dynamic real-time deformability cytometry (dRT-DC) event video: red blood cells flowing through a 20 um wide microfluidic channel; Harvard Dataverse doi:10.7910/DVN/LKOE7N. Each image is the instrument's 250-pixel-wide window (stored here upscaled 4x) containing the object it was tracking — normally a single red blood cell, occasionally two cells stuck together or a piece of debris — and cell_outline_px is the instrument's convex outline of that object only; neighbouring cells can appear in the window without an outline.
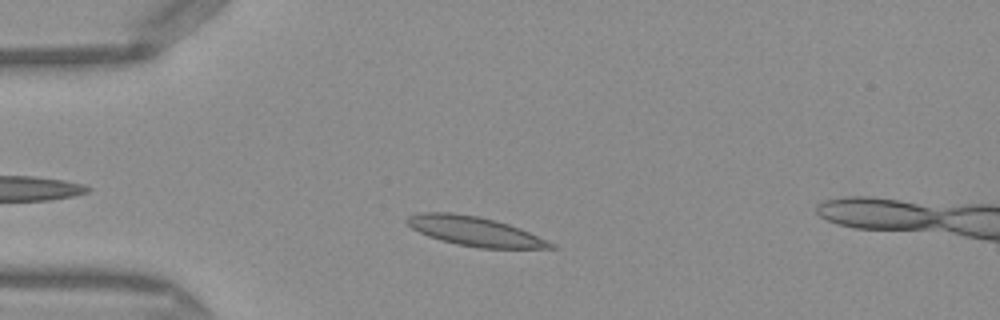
{"species": "Egyptian fruit bat (a non-hibernating species)", "species_latin": "Rousettus aegyptiacus", "temperature_condition": "warm", "stored_images_in_passage": 33, "camera_frame_rate_fps": 3000, "um_per_image_px": 0.085, "frame": {"image": 1, "passage_image": 6, "time_ms": 1.667, "image_size_px": [1000, 320], "cell_outline_px": [[560, 248], [480, 248], [456, 244], [440, 240], [428, 236], [412, 228], [404, 220], [408, 216], [416, 212], [452, 212], [480, 216], [496, 220], [520, 228], [548, 240], [556, 244]], "centroid_in_image_um": [40.36, 19.65], "position_along_channel_um": 44.6, "area_um2": 24.8}}
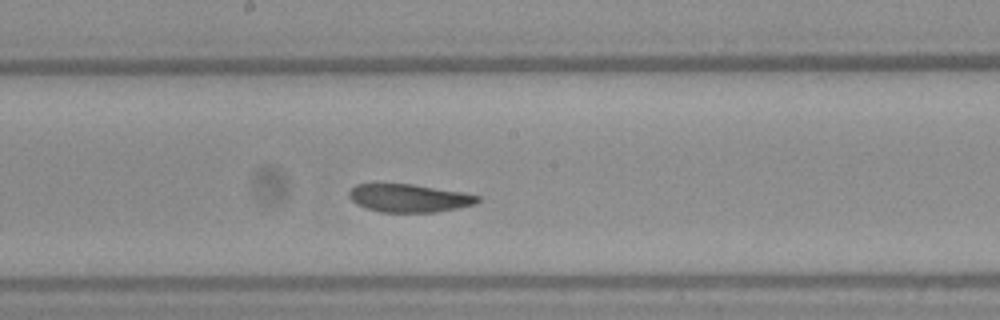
{"frame": {"image": 2, "passage_image": 20, "time_ms": 6.333, "image_size_px": [1000, 320], "cell_outline_px": [[480, 200], [476, 204], [460, 208], [436, 212], [380, 212], [364, 208], [356, 204], [348, 196], [348, 192], [356, 184], [412, 184], [464, 192], [480, 196]], "centroid_in_image_um": [34.79, 16.84], "position_along_channel_um": 213.4, "area_um2": 21.21}}
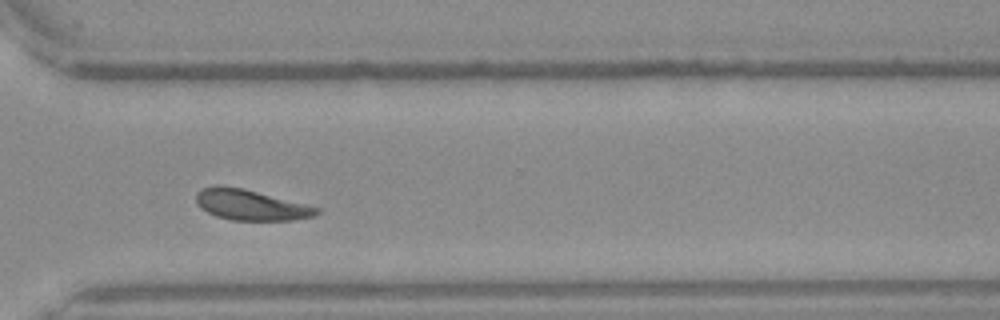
{"frame": {"image": 3, "passage_image": 30, "time_ms": 9.667, "image_size_px": [1000, 320], "cell_outline_px": [[320, 212], [316, 216], [292, 220], [232, 220], [216, 216], [200, 208], [196, 204], [196, 192], [200, 188], [216, 184], [244, 188], [320, 208]], "centroid_in_image_um": [21.27, 17.4], "position_along_channel_um": 349.3, "area_um2": 21.68}, "authors_computed_cell_mechanics": {"area_um2": 22.5998, "velocity_mm_per_s": 4.0783, "shape_relaxation_time_tau1_ms": 2.7044, "shape_relaxation_time_tau2_ms": 1.3848, "deformation_change_tau1": 0.1208, "deformation_change_tau2": 0.0777}}